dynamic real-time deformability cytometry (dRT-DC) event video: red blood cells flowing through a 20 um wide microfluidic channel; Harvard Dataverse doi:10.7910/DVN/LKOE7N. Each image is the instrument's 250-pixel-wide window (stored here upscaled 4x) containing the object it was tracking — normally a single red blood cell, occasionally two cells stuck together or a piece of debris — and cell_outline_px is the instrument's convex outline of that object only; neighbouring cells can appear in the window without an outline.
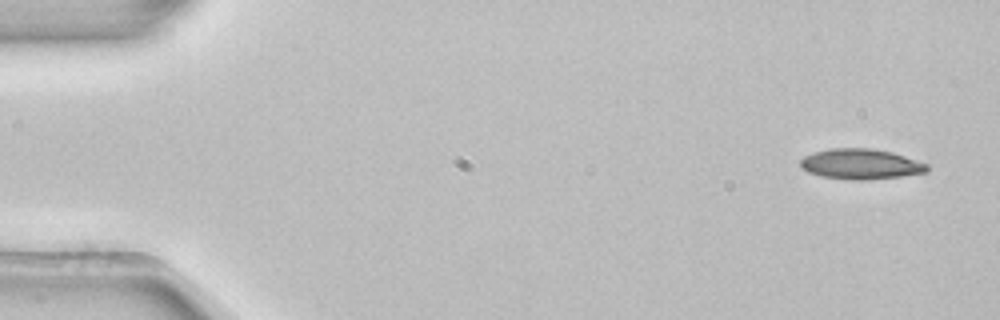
{"species": "common noctule bat (a hibernating species)", "species_latin": "Nyctalus noctula", "temperature_condition": "room temperature", "stored_images_in_passage": 4, "camera_frame_rate_fps": 3000, "um_per_image_px": 0.085, "animal": {"sex": "female", "body_mass_g": 22.7, "forearm_length_mm": 54.2}, "frame": {"image": 1, "passage_image": 1, "time_ms": 0.0, "image_size_px": [1000, 320], "cell_outline_px": [[928, 172], [900, 176], [868, 180], [852, 180], [820, 176], [808, 172], [800, 168], [800, 160], [804, 156], [812, 152], [832, 148], [872, 148], [892, 152], [928, 164]], "centroid_in_image_um": [73.13, 13.94], "position_along_channel_um": 11.9, "area_um2": 22.54}}
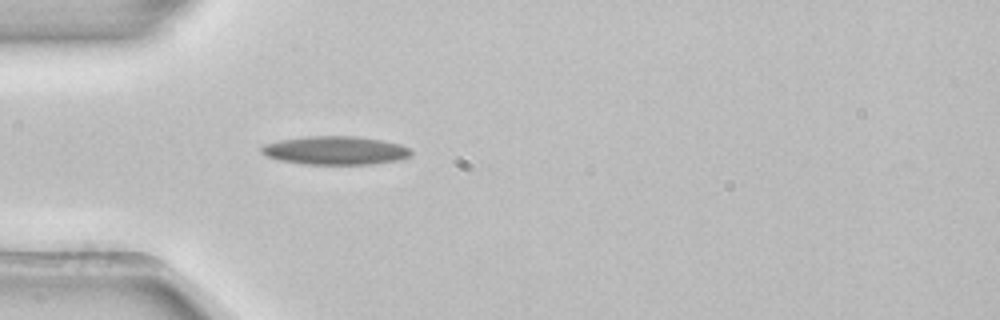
{"frame": {"image": 2, "passage_image": 4, "time_ms": 1.0, "image_size_px": [1000, 320], "cell_outline_px": [[412, 152], [408, 156], [400, 160], [372, 164], [304, 164], [280, 160], [264, 156], [260, 152], [260, 148], [264, 144], [280, 140], [308, 136], [356, 136], [380, 140], [400, 144], [408, 148]], "centroid_in_image_um": [28.46, 12.79], "position_along_channel_um": 56.5, "area_um2": 24.8}}